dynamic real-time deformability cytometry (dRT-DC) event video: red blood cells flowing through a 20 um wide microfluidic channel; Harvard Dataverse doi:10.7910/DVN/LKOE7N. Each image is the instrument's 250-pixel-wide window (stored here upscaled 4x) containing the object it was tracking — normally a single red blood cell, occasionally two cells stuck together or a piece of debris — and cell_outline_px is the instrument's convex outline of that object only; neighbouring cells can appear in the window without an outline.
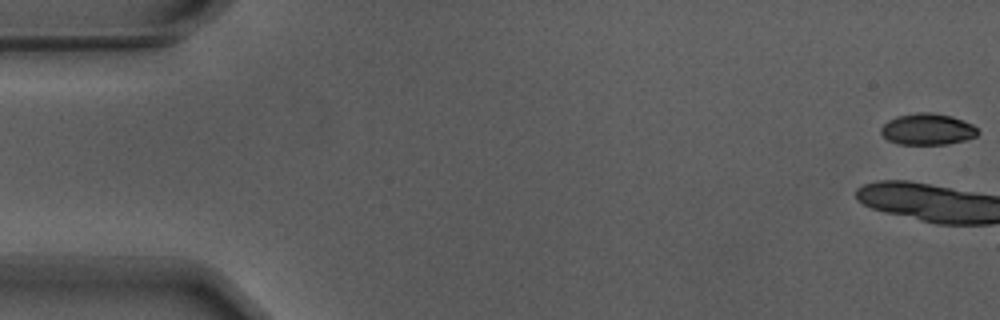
{"species": "Egyptian fruit bat (a non-hibernating species)", "species_latin": "Rousettus aegyptiacus", "temperature_condition": "warm", "stored_images_in_passage": 7, "camera_frame_rate_fps": 3000, "um_per_image_px": 0.085, "animal": {"sex": "male"}, "frame": {"image": 1, "passage_image": 1, "time_ms": 0.0, "image_size_px": [1000, 320], "cell_outline_px": [[980, 132], [976, 136], [964, 140], [944, 144], [900, 144], [888, 140], [880, 132], [880, 128], [888, 120], [896, 116], [916, 112], [932, 112], [952, 116], [972, 124]], "centroid_in_image_um": [78.82, 10.97], "position_along_channel_um": 6.2, "area_um2": 17.69}}